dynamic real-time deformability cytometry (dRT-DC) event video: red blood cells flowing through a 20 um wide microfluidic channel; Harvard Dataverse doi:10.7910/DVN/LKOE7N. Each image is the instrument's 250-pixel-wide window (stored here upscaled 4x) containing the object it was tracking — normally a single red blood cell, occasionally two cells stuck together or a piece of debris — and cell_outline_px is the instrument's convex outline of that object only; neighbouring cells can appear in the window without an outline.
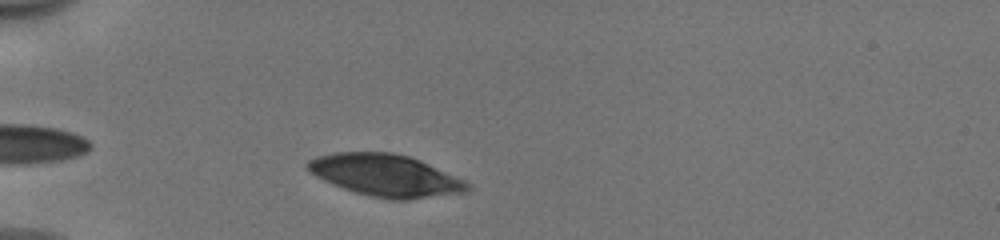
{"species": "human", "species_latin": "Homo sapiens", "temperature_condition": "cold", "stored_images_in_passage": 36, "camera_frame_rate_fps": 3000, "um_per_image_px": 0.085, "donor": {"sex": "male"}, "frame": {"image": 1, "passage_image": 5, "time_ms": 1.333, "image_size_px": [1000, 240], "cell_outline_px": [[472, 188], [464, 192], [408, 200], [388, 200], [356, 192], [332, 184], [316, 176], [304, 164], [308, 160], [316, 156], [336, 152], [392, 152], [408, 156], [420, 160], [464, 180], [472, 184]], "centroid_in_image_um": [32.78, 14.9], "position_along_channel_um": 52.2, "area_um2": 39.02}}
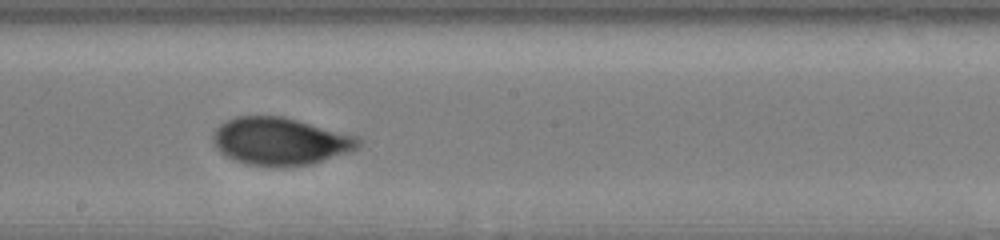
{"frame": {"image": 2, "passage_image": 20, "time_ms": 6.333, "image_size_px": [1000, 240], "cell_outline_px": [[364, 140], [360, 148], [352, 152], [312, 164], [280, 168], [248, 164], [236, 160], [220, 152], [216, 148], [212, 140], [212, 136], [216, 128], [220, 124], [236, 116], [284, 116], [360, 136]], "centroid_in_image_um": [23.91, 12.02], "position_along_channel_um": 224.3, "area_um2": 41.1}}
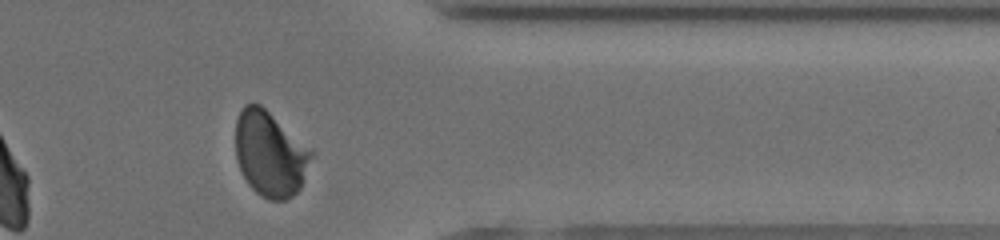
{"frame": {"image": 3, "passage_image": 33, "time_ms": 10.667, "image_size_px": [1000, 240], "cell_outline_px": [[316, 152], [300, 188], [292, 196], [284, 200], [268, 200], [260, 196], [248, 184], [236, 160], [236, 120], [240, 108], [244, 104], [260, 104], [312, 148]], "centroid_in_image_um": [22.98, 13.07], "position_along_channel_um": 388.4, "area_um2": 38.09}, "authors_computed_cell_mechanics": {"area_um2": 39.593, "velocity_mm_per_s": 3.9387, "shape_relaxation_time_tau1_ms": 3.8016, "shape_relaxation_time_tau2_ms": null, "deformation_change_tau1": 0.1285, "deformation_change_tau2": null}}